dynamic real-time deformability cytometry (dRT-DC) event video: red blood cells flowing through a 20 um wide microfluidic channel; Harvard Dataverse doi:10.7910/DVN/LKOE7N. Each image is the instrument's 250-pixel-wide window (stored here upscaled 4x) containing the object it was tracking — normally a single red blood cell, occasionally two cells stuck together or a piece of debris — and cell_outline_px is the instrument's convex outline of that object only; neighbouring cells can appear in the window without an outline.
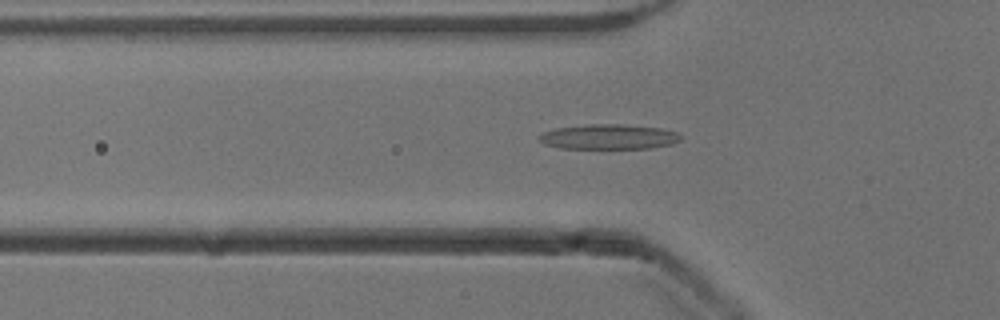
{"species": "common noctule bat (a hibernating species)", "species_latin": "Nyctalus noctula", "temperature_condition": "cold", "stored_images_in_passage": 43, "camera_frame_rate_fps": 3000, "um_per_image_px": 0.085, "animal": {"sex": "male", "body_mass_g": 13.3}, "frame": {"image": 1, "passage_image": 8, "time_ms": 2.333, "image_size_px": [1000, 320], "cell_outline_px": [[680, 140], [672, 144], [648, 148], [560, 148], [544, 144], [536, 136], [544, 132], [556, 128], [588, 124], [620, 124], [660, 128], [676, 132], [680, 136]], "centroid_in_image_um": [51.71, 11.62], "position_along_channel_um": 74.1, "area_um2": 20.46}}
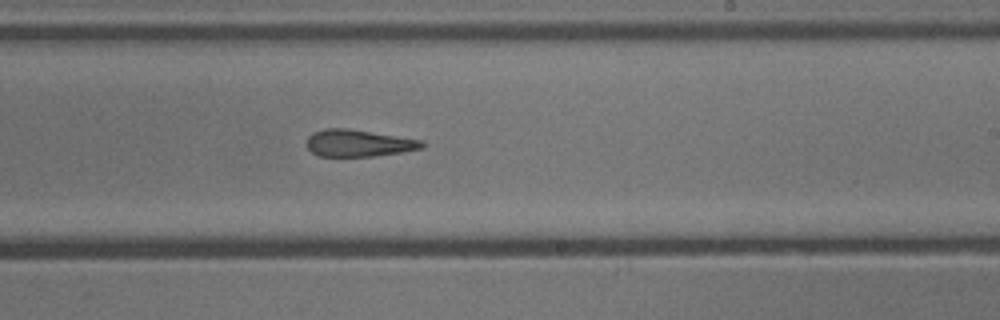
{"frame": {"image": 2, "passage_image": 22, "time_ms": 7.0, "image_size_px": [1000, 320], "cell_outline_px": [[424, 148], [376, 156], [320, 156], [312, 152], [304, 144], [308, 136], [312, 132], [324, 128], [348, 128], [424, 140]], "centroid_in_image_um": [30.45, 12.15], "position_along_channel_um": 258.5, "area_um2": 18.32}}
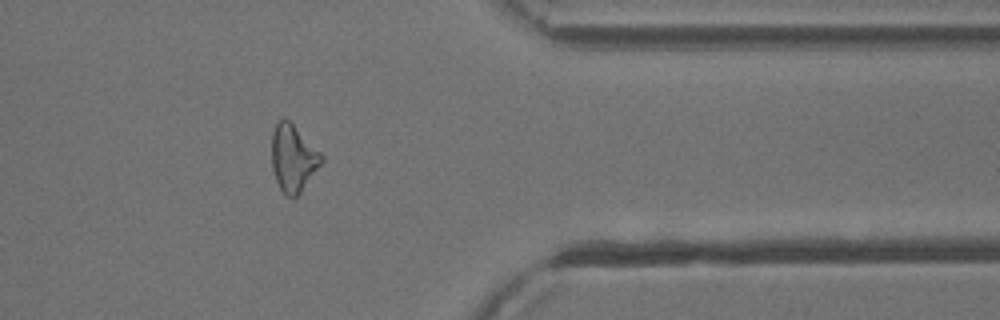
{"frame": {"image": 3, "passage_image": 33, "time_ms": 10.667, "image_size_px": [1000, 320], "cell_outline_px": [[324, 160], [300, 192], [296, 196], [288, 196], [280, 188], [276, 180], [272, 168], [272, 132], [276, 120], [284, 116], [324, 156]], "centroid_in_image_um": [24.9, 13.4], "position_along_channel_um": 386.5, "area_um2": 19.13}, "authors_computed_cell_mechanics": {"area_um2": 19.1318, "velocity_mm_per_s": 3.9319, "shape_relaxation_time_tau1_ms": null, "shape_relaxation_time_tau2_ms": 2.8325, "deformation_change_tau1": null, "deformation_change_tau2": 0.1345}}